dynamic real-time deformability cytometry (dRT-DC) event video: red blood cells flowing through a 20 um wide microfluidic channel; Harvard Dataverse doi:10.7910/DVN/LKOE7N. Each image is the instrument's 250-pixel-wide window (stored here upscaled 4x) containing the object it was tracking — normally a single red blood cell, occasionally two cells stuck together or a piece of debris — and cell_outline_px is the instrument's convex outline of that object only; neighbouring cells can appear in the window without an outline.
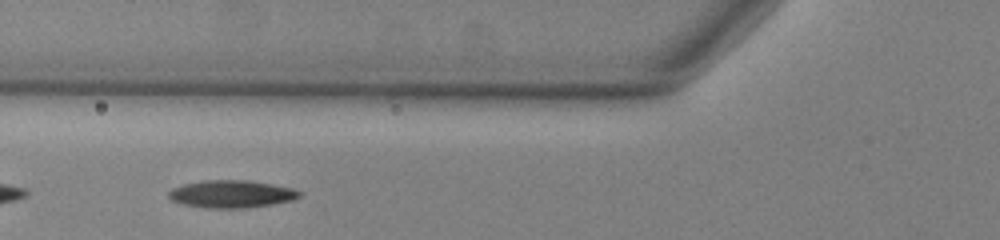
{"species": "common noctule bat (a hibernating species)", "species_latin": "Nyctalus noctula", "temperature_condition": "warm", "stored_images_in_passage": 46, "segment_of_instrument_passage": [2, 2], "camera_frame_rate_fps": 3000, "um_per_image_px": 0.085, "animal": {"sex": "male", "body_mass_g": 13.0, "forearm_length_mm": 53.1}, "frame": {"image": 1, "passage_image": 13, "time_ms": 4.0, "image_size_px": [1000, 240], "cell_outline_px": [[300, 196], [296, 200], [248, 208], [208, 208], [184, 204], [172, 200], [168, 196], [168, 192], [172, 188], [184, 184], [204, 180], [244, 180], [272, 184], [292, 188], [300, 192]], "centroid_in_image_um": [19.69, 16.49], "position_along_channel_um": 106.1, "area_um2": 20.92}}
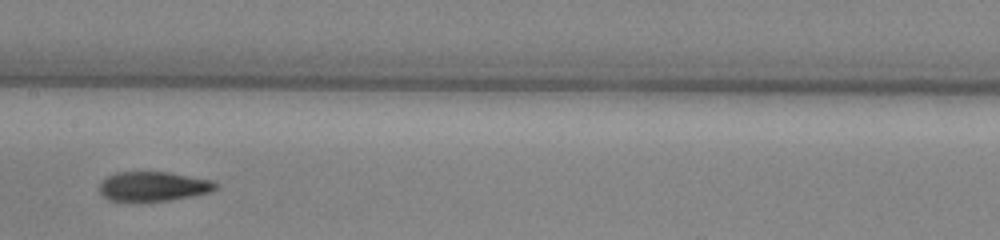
{"frame": {"image": 2, "passage_image": 20, "time_ms": 6.333, "image_size_px": [1000, 240], "cell_outline_px": [[220, 188], [212, 192], [192, 196], [168, 200], [108, 200], [100, 192], [100, 184], [108, 176], [116, 172], [168, 172], [212, 180], [220, 184]], "centroid_in_image_um": [13.12, 15.83], "position_along_channel_um": 194.3, "area_um2": 19.83}}
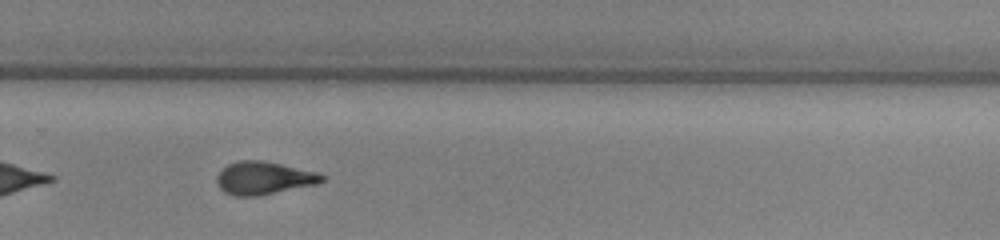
{"frame": {"image": 3, "passage_image": 29, "time_ms": 9.333, "image_size_px": [1000, 240], "cell_outline_px": [[328, 176], [324, 180], [316, 184], [256, 196], [236, 196], [224, 192], [220, 188], [216, 180], [216, 176], [228, 164], [236, 160], [264, 160], [316, 172]], "centroid_in_image_um": [22.41, 15.12], "position_along_channel_um": 307.4, "area_um2": 20.06}}